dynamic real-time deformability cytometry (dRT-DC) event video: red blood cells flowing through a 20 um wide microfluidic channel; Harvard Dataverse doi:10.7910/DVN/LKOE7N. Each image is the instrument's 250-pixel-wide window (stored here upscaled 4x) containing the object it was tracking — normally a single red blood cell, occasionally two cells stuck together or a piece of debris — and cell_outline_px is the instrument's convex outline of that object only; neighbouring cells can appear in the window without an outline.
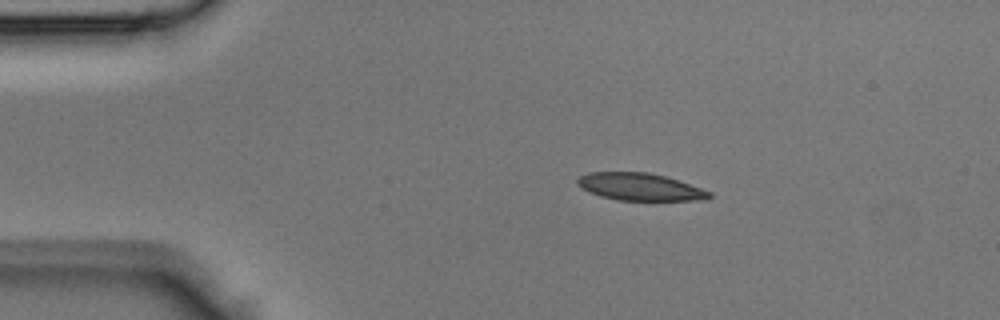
{"species": "Egyptian fruit bat (a non-hibernating species)", "species_latin": "Rousettus aegyptiacus", "temperature_condition": "room temperature", "stored_images_in_passage": 36, "camera_frame_rate_fps": 3000, "um_per_image_px": 0.085, "animal": {"sex": "male"}, "frame": {"image": 1, "passage_image": 1, "time_ms": 0.0, "image_size_px": [1000, 320], "cell_outline_px": [[712, 196], [708, 200], [616, 200], [600, 196], [588, 192], [580, 188], [576, 184], [576, 180], [580, 176], [588, 172], [648, 172], [664, 176], [712, 192]], "centroid_in_image_um": [54.35, 15.89], "position_along_channel_um": 30.7, "area_um2": 21.04}}
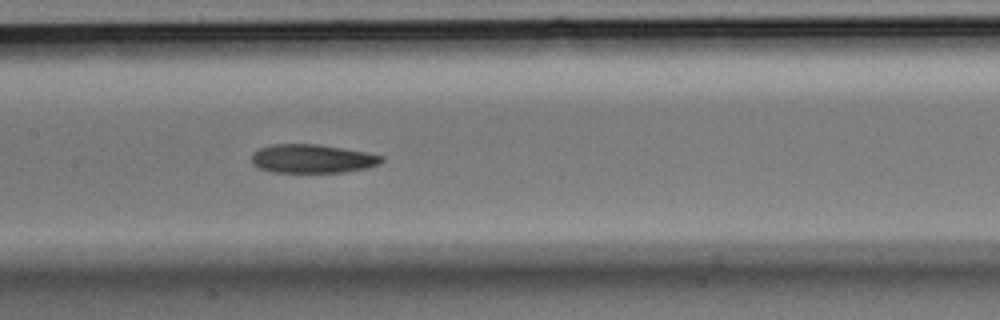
{"frame": {"image": 2, "passage_image": 14, "time_ms": 4.333, "image_size_px": [1000, 320], "cell_outline_px": [[384, 160], [380, 164], [368, 168], [344, 172], [272, 172], [260, 168], [252, 164], [252, 152], [260, 148], [272, 144], [320, 144], [364, 152], [384, 156]], "centroid_in_image_um": [26.55, 13.49], "position_along_channel_um": 180.8, "area_um2": 21.79}}
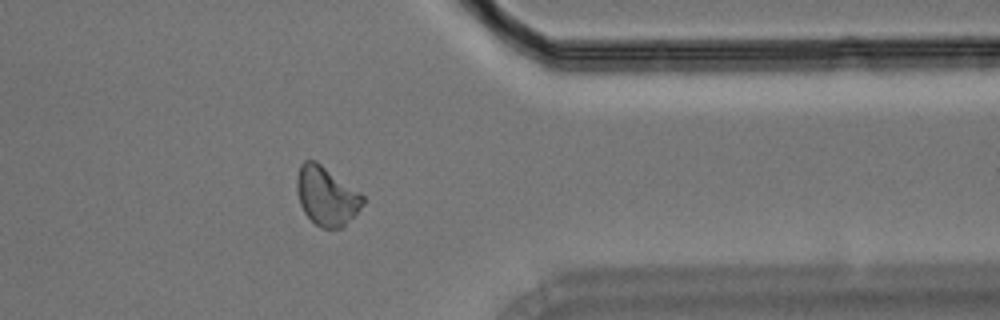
{"frame": {"image": 3, "passage_image": 28, "time_ms": 9.0, "image_size_px": [1000, 320], "cell_outline_px": [[364, 204], [344, 228], [320, 228], [304, 212], [300, 204], [296, 188], [296, 180], [300, 164], [304, 160], [316, 160], [360, 192], [364, 196]], "centroid_in_image_um": [27.76, 16.66], "position_along_channel_um": 383.6, "area_um2": 22.77}}